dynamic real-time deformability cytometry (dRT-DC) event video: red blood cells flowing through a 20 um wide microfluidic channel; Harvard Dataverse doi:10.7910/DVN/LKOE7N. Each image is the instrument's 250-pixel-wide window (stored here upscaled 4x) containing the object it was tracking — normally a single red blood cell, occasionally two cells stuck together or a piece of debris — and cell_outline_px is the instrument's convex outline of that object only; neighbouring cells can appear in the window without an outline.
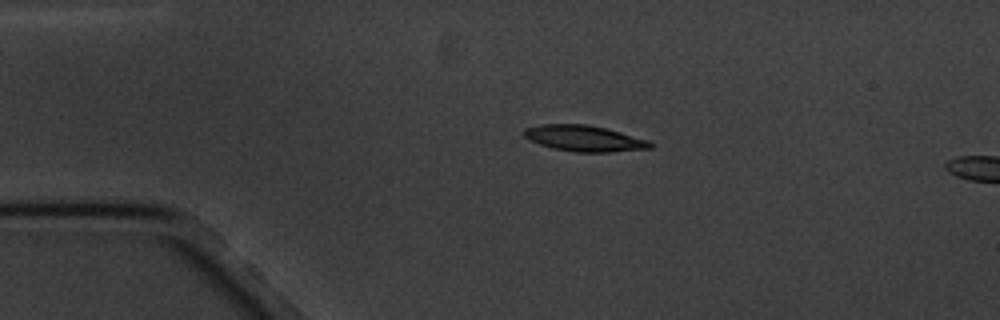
{"species": "common noctule bat (a hibernating species)", "species_latin": "Nyctalus noctula", "temperature_condition": "cold", "stored_images_in_passage": 4, "camera_frame_rate_fps": 3000, "um_per_image_px": 0.085, "animal": {"sex": "male", "body_mass_g": 20.1, "forearm_length_mm": 53.5}, "frame": {"image": 1, "passage_image": 3, "time_ms": 2.333, "image_size_px": [1000, 320], "cell_outline_px": [[652, 148], [608, 152], [576, 152], [552, 148], [540, 144], [524, 136], [524, 128], [540, 124], [588, 124], [620, 132], [648, 140], [652, 144]], "centroid_in_image_um": [49.65, 11.76], "position_along_channel_um": 35.4, "area_um2": 18.9}}